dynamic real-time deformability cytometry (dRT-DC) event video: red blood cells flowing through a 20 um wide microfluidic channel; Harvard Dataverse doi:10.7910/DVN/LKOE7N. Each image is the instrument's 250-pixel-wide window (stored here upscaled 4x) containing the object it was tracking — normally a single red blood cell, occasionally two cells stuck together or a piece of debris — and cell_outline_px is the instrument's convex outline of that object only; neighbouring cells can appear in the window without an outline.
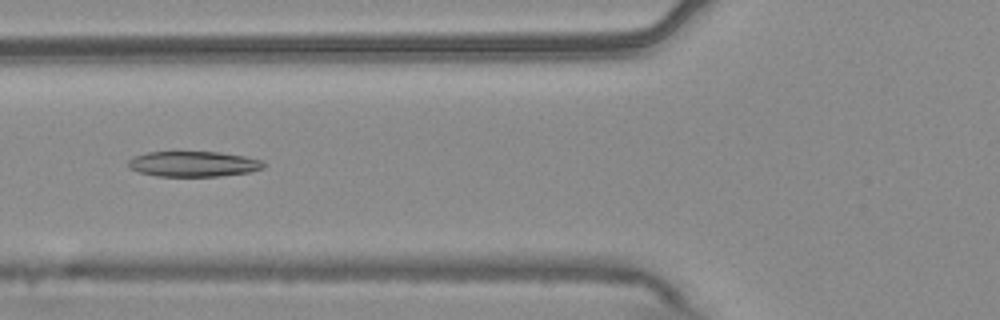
{"species": "common noctule bat (a hibernating species)", "species_latin": "Nyctalus noctula", "temperature_condition": "warm", "stored_images_in_passage": 16, "camera_frame_rate_fps": 3000, "um_per_image_px": 0.085, "animal": {"sex": "male", "body_mass_g": 20.4}, "frame": {"image": 1, "passage_image": 7, "time_ms": 2.0, "image_size_px": [1000, 320], "cell_outline_px": [[268, 164], [264, 168], [248, 172], [220, 176], [156, 176], [140, 172], [128, 168], [128, 160], [132, 156], [148, 152], [176, 148], [220, 152], [244, 156], [264, 160]], "centroid_in_image_um": [16.41, 13.88], "position_along_channel_um": 109.4, "area_um2": 21.27}}
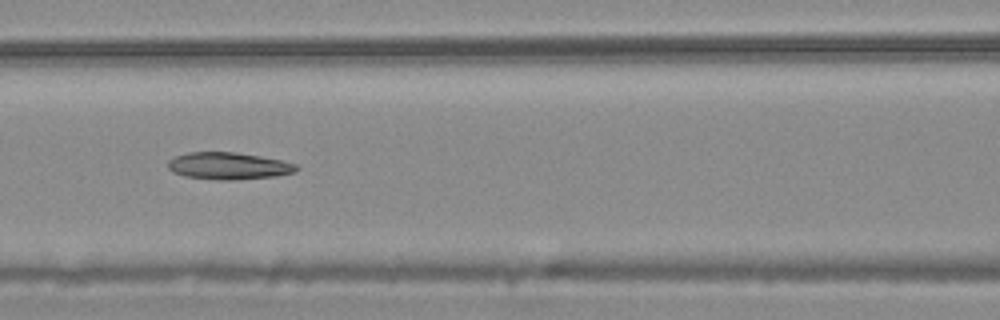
{"frame": {"image": 2, "passage_image": 10, "time_ms": 3.0, "image_size_px": [1000, 320], "cell_outline_px": [[300, 168], [296, 172], [276, 176], [236, 180], [216, 180], [184, 176], [172, 172], [168, 168], [168, 160], [176, 156], [188, 152], [236, 152], [260, 156], [280, 160], [296, 164]], "centroid_in_image_um": [19.43, 14.11], "position_along_channel_um": 147.2, "area_um2": 20.4}}